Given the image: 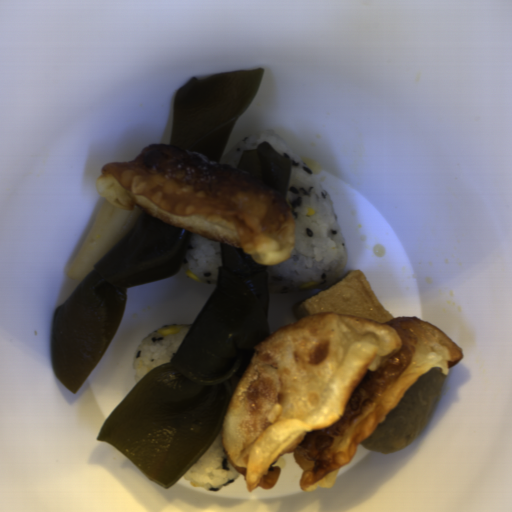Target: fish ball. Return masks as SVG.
<instances>
[{"mask_svg": "<svg viewBox=\"0 0 512 512\" xmlns=\"http://www.w3.org/2000/svg\"><path fill=\"white\" fill-rule=\"evenodd\" d=\"M318 312L349 314L384 323L394 320L377 298L362 270L351 269L337 284L300 301L293 307L298 322Z\"/></svg>", "mask_w": 512, "mask_h": 512, "instance_id": "29854b86", "label": "fish ball"}]
</instances>
